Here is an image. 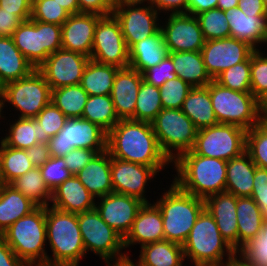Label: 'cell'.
Returning a JSON list of instances; mask_svg holds the SVG:
<instances>
[{
	"mask_svg": "<svg viewBox=\"0 0 267 266\" xmlns=\"http://www.w3.org/2000/svg\"><path fill=\"white\" fill-rule=\"evenodd\" d=\"M27 156L34 167L42 166L51 158L49 146L46 143H38L26 149Z\"/></svg>",
	"mask_w": 267,
	"mask_h": 266,
	"instance_id": "58",
	"label": "cell"
},
{
	"mask_svg": "<svg viewBox=\"0 0 267 266\" xmlns=\"http://www.w3.org/2000/svg\"><path fill=\"white\" fill-rule=\"evenodd\" d=\"M260 207L267 220V169L256 167L250 196Z\"/></svg>",
	"mask_w": 267,
	"mask_h": 266,
	"instance_id": "53",
	"label": "cell"
},
{
	"mask_svg": "<svg viewBox=\"0 0 267 266\" xmlns=\"http://www.w3.org/2000/svg\"><path fill=\"white\" fill-rule=\"evenodd\" d=\"M151 125L161 150L171 162L192 150L198 129L181 109H162ZM175 150L177 153H172Z\"/></svg>",
	"mask_w": 267,
	"mask_h": 266,
	"instance_id": "9",
	"label": "cell"
},
{
	"mask_svg": "<svg viewBox=\"0 0 267 266\" xmlns=\"http://www.w3.org/2000/svg\"><path fill=\"white\" fill-rule=\"evenodd\" d=\"M205 209L213 216L222 237L237 252L238 223L237 197L229 192H220L204 199Z\"/></svg>",
	"mask_w": 267,
	"mask_h": 266,
	"instance_id": "23",
	"label": "cell"
},
{
	"mask_svg": "<svg viewBox=\"0 0 267 266\" xmlns=\"http://www.w3.org/2000/svg\"><path fill=\"white\" fill-rule=\"evenodd\" d=\"M209 93L218 123L236 125L248 131L264 118L261 103L251 92L234 91L212 80Z\"/></svg>",
	"mask_w": 267,
	"mask_h": 266,
	"instance_id": "7",
	"label": "cell"
},
{
	"mask_svg": "<svg viewBox=\"0 0 267 266\" xmlns=\"http://www.w3.org/2000/svg\"><path fill=\"white\" fill-rule=\"evenodd\" d=\"M22 22L19 16L0 8V36H12Z\"/></svg>",
	"mask_w": 267,
	"mask_h": 266,
	"instance_id": "57",
	"label": "cell"
},
{
	"mask_svg": "<svg viewBox=\"0 0 267 266\" xmlns=\"http://www.w3.org/2000/svg\"><path fill=\"white\" fill-rule=\"evenodd\" d=\"M95 197L72 175L52 190V207L70 213H82L95 208Z\"/></svg>",
	"mask_w": 267,
	"mask_h": 266,
	"instance_id": "25",
	"label": "cell"
},
{
	"mask_svg": "<svg viewBox=\"0 0 267 266\" xmlns=\"http://www.w3.org/2000/svg\"><path fill=\"white\" fill-rule=\"evenodd\" d=\"M107 133L98 125L84 118L67 119L64 127L48 141L50 154L63 157L74 148L95 150L97 153L106 150Z\"/></svg>",
	"mask_w": 267,
	"mask_h": 266,
	"instance_id": "13",
	"label": "cell"
},
{
	"mask_svg": "<svg viewBox=\"0 0 267 266\" xmlns=\"http://www.w3.org/2000/svg\"><path fill=\"white\" fill-rule=\"evenodd\" d=\"M90 57L75 51L58 49L37 68L51 90L81 83Z\"/></svg>",
	"mask_w": 267,
	"mask_h": 266,
	"instance_id": "15",
	"label": "cell"
},
{
	"mask_svg": "<svg viewBox=\"0 0 267 266\" xmlns=\"http://www.w3.org/2000/svg\"><path fill=\"white\" fill-rule=\"evenodd\" d=\"M0 8H3V11L12 12L26 21L31 17L32 0H0Z\"/></svg>",
	"mask_w": 267,
	"mask_h": 266,
	"instance_id": "56",
	"label": "cell"
},
{
	"mask_svg": "<svg viewBox=\"0 0 267 266\" xmlns=\"http://www.w3.org/2000/svg\"><path fill=\"white\" fill-rule=\"evenodd\" d=\"M172 58L177 77L192 87L207 86L213 79L207 73L201 51L168 52Z\"/></svg>",
	"mask_w": 267,
	"mask_h": 266,
	"instance_id": "33",
	"label": "cell"
},
{
	"mask_svg": "<svg viewBox=\"0 0 267 266\" xmlns=\"http://www.w3.org/2000/svg\"><path fill=\"white\" fill-rule=\"evenodd\" d=\"M251 93L261 103L267 97V56L255 50L250 56Z\"/></svg>",
	"mask_w": 267,
	"mask_h": 266,
	"instance_id": "47",
	"label": "cell"
},
{
	"mask_svg": "<svg viewBox=\"0 0 267 266\" xmlns=\"http://www.w3.org/2000/svg\"><path fill=\"white\" fill-rule=\"evenodd\" d=\"M4 102L21 112L20 118H35L51 102L52 90L43 74L34 69L28 76L2 87Z\"/></svg>",
	"mask_w": 267,
	"mask_h": 266,
	"instance_id": "12",
	"label": "cell"
},
{
	"mask_svg": "<svg viewBox=\"0 0 267 266\" xmlns=\"http://www.w3.org/2000/svg\"><path fill=\"white\" fill-rule=\"evenodd\" d=\"M77 217L85 252L91 250L100 255L107 266L128 264L129 256L120 253L124 249V238L100 217L95 208L78 213Z\"/></svg>",
	"mask_w": 267,
	"mask_h": 266,
	"instance_id": "8",
	"label": "cell"
},
{
	"mask_svg": "<svg viewBox=\"0 0 267 266\" xmlns=\"http://www.w3.org/2000/svg\"><path fill=\"white\" fill-rule=\"evenodd\" d=\"M100 198V204L98 206L96 204L95 209L111 228L125 238L144 202L138 198L114 192Z\"/></svg>",
	"mask_w": 267,
	"mask_h": 266,
	"instance_id": "19",
	"label": "cell"
},
{
	"mask_svg": "<svg viewBox=\"0 0 267 266\" xmlns=\"http://www.w3.org/2000/svg\"><path fill=\"white\" fill-rule=\"evenodd\" d=\"M97 154L95 150L85 148H74L68 154L63 156L67 169L72 175H76L82 170L91 159Z\"/></svg>",
	"mask_w": 267,
	"mask_h": 266,
	"instance_id": "54",
	"label": "cell"
},
{
	"mask_svg": "<svg viewBox=\"0 0 267 266\" xmlns=\"http://www.w3.org/2000/svg\"><path fill=\"white\" fill-rule=\"evenodd\" d=\"M238 8L248 15H267L263 0H239Z\"/></svg>",
	"mask_w": 267,
	"mask_h": 266,
	"instance_id": "61",
	"label": "cell"
},
{
	"mask_svg": "<svg viewBox=\"0 0 267 266\" xmlns=\"http://www.w3.org/2000/svg\"><path fill=\"white\" fill-rule=\"evenodd\" d=\"M46 240L53 252L47 266H79L86 255L76 213L46 206Z\"/></svg>",
	"mask_w": 267,
	"mask_h": 266,
	"instance_id": "3",
	"label": "cell"
},
{
	"mask_svg": "<svg viewBox=\"0 0 267 266\" xmlns=\"http://www.w3.org/2000/svg\"><path fill=\"white\" fill-rule=\"evenodd\" d=\"M106 150L111 157L147 165L156 172L171 163L161 150L149 122L119 120L107 133Z\"/></svg>",
	"mask_w": 267,
	"mask_h": 266,
	"instance_id": "1",
	"label": "cell"
},
{
	"mask_svg": "<svg viewBox=\"0 0 267 266\" xmlns=\"http://www.w3.org/2000/svg\"><path fill=\"white\" fill-rule=\"evenodd\" d=\"M139 261L130 266H182L184 261L183 247L180 244L163 240L141 247Z\"/></svg>",
	"mask_w": 267,
	"mask_h": 266,
	"instance_id": "32",
	"label": "cell"
},
{
	"mask_svg": "<svg viewBox=\"0 0 267 266\" xmlns=\"http://www.w3.org/2000/svg\"><path fill=\"white\" fill-rule=\"evenodd\" d=\"M263 2H264V5H265V7L267 9V0H263Z\"/></svg>",
	"mask_w": 267,
	"mask_h": 266,
	"instance_id": "69",
	"label": "cell"
},
{
	"mask_svg": "<svg viewBox=\"0 0 267 266\" xmlns=\"http://www.w3.org/2000/svg\"><path fill=\"white\" fill-rule=\"evenodd\" d=\"M165 240L163 219L160 209L155 204L144 203L139 209L133 226L124 238V248L141 243V247Z\"/></svg>",
	"mask_w": 267,
	"mask_h": 266,
	"instance_id": "24",
	"label": "cell"
},
{
	"mask_svg": "<svg viewBox=\"0 0 267 266\" xmlns=\"http://www.w3.org/2000/svg\"><path fill=\"white\" fill-rule=\"evenodd\" d=\"M192 88L190 84L179 77L166 81L159 87L163 109H181Z\"/></svg>",
	"mask_w": 267,
	"mask_h": 266,
	"instance_id": "49",
	"label": "cell"
},
{
	"mask_svg": "<svg viewBox=\"0 0 267 266\" xmlns=\"http://www.w3.org/2000/svg\"><path fill=\"white\" fill-rule=\"evenodd\" d=\"M88 97V93L78 84L53 89L51 101L68 119H72L82 117Z\"/></svg>",
	"mask_w": 267,
	"mask_h": 266,
	"instance_id": "41",
	"label": "cell"
},
{
	"mask_svg": "<svg viewBox=\"0 0 267 266\" xmlns=\"http://www.w3.org/2000/svg\"><path fill=\"white\" fill-rule=\"evenodd\" d=\"M0 95H2V86L0 85Z\"/></svg>",
	"mask_w": 267,
	"mask_h": 266,
	"instance_id": "70",
	"label": "cell"
},
{
	"mask_svg": "<svg viewBox=\"0 0 267 266\" xmlns=\"http://www.w3.org/2000/svg\"><path fill=\"white\" fill-rule=\"evenodd\" d=\"M205 40L230 37V27L225 11L211 9L196 15Z\"/></svg>",
	"mask_w": 267,
	"mask_h": 266,
	"instance_id": "45",
	"label": "cell"
},
{
	"mask_svg": "<svg viewBox=\"0 0 267 266\" xmlns=\"http://www.w3.org/2000/svg\"><path fill=\"white\" fill-rule=\"evenodd\" d=\"M173 163L178 175L173 182L184 192L202 199L225 192L226 160L197 155L191 150Z\"/></svg>",
	"mask_w": 267,
	"mask_h": 266,
	"instance_id": "2",
	"label": "cell"
},
{
	"mask_svg": "<svg viewBox=\"0 0 267 266\" xmlns=\"http://www.w3.org/2000/svg\"><path fill=\"white\" fill-rule=\"evenodd\" d=\"M261 110L263 117L267 119V97L261 102Z\"/></svg>",
	"mask_w": 267,
	"mask_h": 266,
	"instance_id": "67",
	"label": "cell"
},
{
	"mask_svg": "<svg viewBox=\"0 0 267 266\" xmlns=\"http://www.w3.org/2000/svg\"><path fill=\"white\" fill-rule=\"evenodd\" d=\"M143 75L131 67L120 68L114 78L111 98L119 120H135V106Z\"/></svg>",
	"mask_w": 267,
	"mask_h": 266,
	"instance_id": "22",
	"label": "cell"
},
{
	"mask_svg": "<svg viewBox=\"0 0 267 266\" xmlns=\"http://www.w3.org/2000/svg\"><path fill=\"white\" fill-rule=\"evenodd\" d=\"M163 109L160 89L142 81L135 106V120L151 123Z\"/></svg>",
	"mask_w": 267,
	"mask_h": 266,
	"instance_id": "42",
	"label": "cell"
},
{
	"mask_svg": "<svg viewBox=\"0 0 267 266\" xmlns=\"http://www.w3.org/2000/svg\"><path fill=\"white\" fill-rule=\"evenodd\" d=\"M256 167L246 151L227 161L225 191L236 197H250Z\"/></svg>",
	"mask_w": 267,
	"mask_h": 266,
	"instance_id": "30",
	"label": "cell"
},
{
	"mask_svg": "<svg viewBox=\"0 0 267 266\" xmlns=\"http://www.w3.org/2000/svg\"><path fill=\"white\" fill-rule=\"evenodd\" d=\"M90 59L118 68L129 67V49L114 14L102 16L98 20Z\"/></svg>",
	"mask_w": 267,
	"mask_h": 266,
	"instance_id": "14",
	"label": "cell"
},
{
	"mask_svg": "<svg viewBox=\"0 0 267 266\" xmlns=\"http://www.w3.org/2000/svg\"><path fill=\"white\" fill-rule=\"evenodd\" d=\"M148 1L147 3L151 4L152 0H113V7H120L125 5H140Z\"/></svg>",
	"mask_w": 267,
	"mask_h": 266,
	"instance_id": "65",
	"label": "cell"
},
{
	"mask_svg": "<svg viewBox=\"0 0 267 266\" xmlns=\"http://www.w3.org/2000/svg\"><path fill=\"white\" fill-rule=\"evenodd\" d=\"M17 191L29 198L37 206L46 207L51 201L52 191L46 185L39 167H33L24 175L10 183Z\"/></svg>",
	"mask_w": 267,
	"mask_h": 266,
	"instance_id": "39",
	"label": "cell"
},
{
	"mask_svg": "<svg viewBox=\"0 0 267 266\" xmlns=\"http://www.w3.org/2000/svg\"><path fill=\"white\" fill-rule=\"evenodd\" d=\"M238 250L254 238L266 221L260 207L251 197H237Z\"/></svg>",
	"mask_w": 267,
	"mask_h": 266,
	"instance_id": "35",
	"label": "cell"
},
{
	"mask_svg": "<svg viewBox=\"0 0 267 266\" xmlns=\"http://www.w3.org/2000/svg\"><path fill=\"white\" fill-rule=\"evenodd\" d=\"M125 5L113 8L128 49L135 43L155 34L161 26L157 24L158 12L151 6Z\"/></svg>",
	"mask_w": 267,
	"mask_h": 266,
	"instance_id": "18",
	"label": "cell"
},
{
	"mask_svg": "<svg viewBox=\"0 0 267 266\" xmlns=\"http://www.w3.org/2000/svg\"><path fill=\"white\" fill-rule=\"evenodd\" d=\"M76 176L94 197L113 193L111 155L107 150L97 153Z\"/></svg>",
	"mask_w": 267,
	"mask_h": 266,
	"instance_id": "27",
	"label": "cell"
},
{
	"mask_svg": "<svg viewBox=\"0 0 267 266\" xmlns=\"http://www.w3.org/2000/svg\"><path fill=\"white\" fill-rule=\"evenodd\" d=\"M214 80L234 91L251 92L250 57L224 70Z\"/></svg>",
	"mask_w": 267,
	"mask_h": 266,
	"instance_id": "46",
	"label": "cell"
},
{
	"mask_svg": "<svg viewBox=\"0 0 267 266\" xmlns=\"http://www.w3.org/2000/svg\"><path fill=\"white\" fill-rule=\"evenodd\" d=\"M167 55L168 50L160 28L155 34L135 43L129 49V67L143 74L158 65Z\"/></svg>",
	"mask_w": 267,
	"mask_h": 266,
	"instance_id": "28",
	"label": "cell"
},
{
	"mask_svg": "<svg viewBox=\"0 0 267 266\" xmlns=\"http://www.w3.org/2000/svg\"><path fill=\"white\" fill-rule=\"evenodd\" d=\"M158 10L172 11L171 14L187 13L188 0H152L150 4Z\"/></svg>",
	"mask_w": 267,
	"mask_h": 266,
	"instance_id": "59",
	"label": "cell"
},
{
	"mask_svg": "<svg viewBox=\"0 0 267 266\" xmlns=\"http://www.w3.org/2000/svg\"><path fill=\"white\" fill-rule=\"evenodd\" d=\"M79 13H95L101 16L113 14V0H78Z\"/></svg>",
	"mask_w": 267,
	"mask_h": 266,
	"instance_id": "55",
	"label": "cell"
},
{
	"mask_svg": "<svg viewBox=\"0 0 267 266\" xmlns=\"http://www.w3.org/2000/svg\"><path fill=\"white\" fill-rule=\"evenodd\" d=\"M0 266H28L0 236Z\"/></svg>",
	"mask_w": 267,
	"mask_h": 266,
	"instance_id": "60",
	"label": "cell"
},
{
	"mask_svg": "<svg viewBox=\"0 0 267 266\" xmlns=\"http://www.w3.org/2000/svg\"><path fill=\"white\" fill-rule=\"evenodd\" d=\"M237 257L238 256L230 260V262H228L225 266H248L241 259H238Z\"/></svg>",
	"mask_w": 267,
	"mask_h": 266,
	"instance_id": "66",
	"label": "cell"
},
{
	"mask_svg": "<svg viewBox=\"0 0 267 266\" xmlns=\"http://www.w3.org/2000/svg\"><path fill=\"white\" fill-rule=\"evenodd\" d=\"M81 118L98 125L106 133L119 121L111 95L89 96Z\"/></svg>",
	"mask_w": 267,
	"mask_h": 266,
	"instance_id": "40",
	"label": "cell"
},
{
	"mask_svg": "<svg viewBox=\"0 0 267 266\" xmlns=\"http://www.w3.org/2000/svg\"><path fill=\"white\" fill-rule=\"evenodd\" d=\"M120 68L89 60L81 79V87L92 95H111L114 78Z\"/></svg>",
	"mask_w": 267,
	"mask_h": 266,
	"instance_id": "36",
	"label": "cell"
},
{
	"mask_svg": "<svg viewBox=\"0 0 267 266\" xmlns=\"http://www.w3.org/2000/svg\"><path fill=\"white\" fill-rule=\"evenodd\" d=\"M239 0H217V9L222 11L236 8Z\"/></svg>",
	"mask_w": 267,
	"mask_h": 266,
	"instance_id": "64",
	"label": "cell"
},
{
	"mask_svg": "<svg viewBox=\"0 0 267 266\" xmlns=\"http://www.w3.org/2000/svg\"><path fill=\"white\" fill-rule=\"evenodd\" d=\"M181 110L199 130L218 124L209 93V84L193 87L184 100Z\"/></svg>",
	"mask_w": 267,
	"mask_h": 266,
	"instance_id": "34",
	"label": "cell"
},
{
	"mask_svg": "<svg viewBox=\"0 0 267 266\" xmlns=\"http://www.w3.org/2000/svg\"><path fill=\"white\" fill-rule=\"evenodd\" d=\"M248 266H267V220L257 235L245 243L238 251Z\"/></svg>",
	"mask_w": 267,
	"mask_h": 266,
	"instance_id": "44",
	"label": "cell"
},
{
	"mask_svg": "<svg viewBox=\"0 0 267 266\" xmlns=\"http://www.w3.org/2000/svg\"><path fill=\"white\" fill-rule=\"evenodd\" d=\"M4 105H5V102H4V98H3V95H0V118H1V112H2V109L4 108Z\"/></svg>",
	"mask_w": 267,
	"mask_h": 266,
	"instance_id": "68",
	"label": "cell"
},
{
	"mask_svg": "<svg viewBox=\"0 0 267 266\" xmlns=\"http://www.w3.org/2000/svg\"><path fill=\"white\" fill-rule=\"evenodd\" d=\"M2 141L9 147L26 150L38 143H44L41 124L35 118H18L10 125L9 135Z\"/></svg>",
	"mask_w": 267,
	"mask_h": 266,
	"instance_id": "38",
	"label": "cell"
},
{
	"mask_svg": "<svg viewBox=\"0 0 267 266\" xmlns=\"http://www.w3.org/2000/svg\"><path fill=\"white\" fill-rule=\"evenodd\" d=\"M182 247L184 258L191 259L195 266H225L237 254L222 237L216 221L206 209L197 218ZM225 254L228 259L224 263Z\"/></svg>",
	"mask_w": 267,
	"mask_h": 266,
	"instance_id": "5",
	"label": "cell"
},
{
	"mask_svg": "<svg viewBox=\"0 0 267 266\" xmlns=\"http://www.w3.org/2000/svg\"><path fill=\"white\" fill-rule=\"evenodd\" d=\"M0 143V183L10 184L34 166L26 150L9 147L2 140Z\"/></svg>",
	"mask_w": 267,
	"mask_h": 266,
	"instance_id": "37",
	"label": "cell"
},
{
	"mask_svg": "<svg viewBox=\"0 0 267 266\" xmlns=\"http://www.w3.org/2000/svg\"><path fill=\"white\" fill-rule=\"evenodd\" d=\"M28 266L47 265L46 207L37 206L0 235ZM37 263V264H35Z\"/></svg>",
	"mask_w": 267,
	"mask_h": 266,
	"instance_id": "6",
	"label": "cell"
},
{
	"mask_svg": "<svg viewBox=\"0 0 267 266\" xmlns=\"http://www.w3.org/2000/svg\"><path fill=\"white\" fill-rule=\"evenodd\" d=\"M11 37L15 46L35 69L50 54L62 48L61 25L29 19L23 21Z\"/></svg>",
	"mask_w": 267,
	"mask_h": 266,
	"instance_id": "10",
	"label": "cell"
},
{
	"mask_svg": "<svg viewBox=\"0 0 267 266\" xmlns=\"http://www.w3.org/2000/svg\"><path fill=\"white\" fill-rule=\"evenodd\" d=\"M35 119L41 124L44 143L48 144L49 139L58 134L59 131L64 127V124L68 118L51 101L41 110Z\"/></svg>",
	"mask_w": 267,
	"mask_h": 266,
	"instance_id": "50",
	"label": "cell"
},
{
	"mask_svg": "<svg viewBox=\"0 0 267 266\" xmlns=\"http://www.w3.org/2000/svg\"><path fill=\"white\" fill-rule=\"evenodd\" d=\"M254 51L248 43L228 37L206 40L201 55L207 73L214 80L224 70L246 61Z\"/></svg>",
	"mask_w": 267,
	"mask_h": 266,
	"instance_id": "16",
	"label": "cell"
},
{
	"mask_svg": "<svg viewBox=\"0 0 267 266\" xmlns=\"http://www.w3.org/2000/svg\"><path fill=\"white\" fill-rule=\"evenodd\" d=\"M230 37L244 41L257 50V43H267V15H246L238 7L225 11Z\"/></svg>",
	"mask_w": 267,
	"mask_h": 266,
	"instance_id": "26",
	"label": "cell"
},
{
	"mask_svg": "<svg viewBox=\"0 0 267 266\" xmlns=\"http://www.w3.org/2000/svg\"><path fill=\"white\" fill-rule=\"evenodd\" d=\"M37 205L10 184L0 183V235Z\"/></svg>",
	"mask_w": 267,
	"mask_h": 266,
	"instance_id": "31",
	"label": "cell"
},
{
	"mask_svg": "<svg viewBox=\"0 0 267 266\" xmlns=\"http://www.w3.org/2000/svg\"><path fill=\"white\" fill-rule=\"evenodd\" d=\"M34 66L15 46L11 36H0V85L28 76Z\"/></svg>",
	"mask_w": 267,
	"mask_h": 266,
	"instance_id": "29",
	"label": "cell"
},
{
	"mask_svg": "<svg viewBox=\"0 0 267 266\" xmlns=\"http://www.w3.org/2000/svg\"><path fill=\"white\" fill-rule=\"evenodd\" d=\"M246 132L241 127L224 123L199 129L192 151L197 155L229 161L245 152Z\"/></svg>",
	"mask_w": 267,
	"mask_h": 266,
	"instance_id": "11",
	"label": "cell"
},
{
	"mask_svg": "<svg viewBox=\"0 0 267 266\" xmlns=\"http://www.w3.org/2000/svg\"><path fill=\"white\" fill-rule=\"evenodd\" d=\"M252 161L259 168L267 169V119L246 132V148Z\"/></svg>",
	"mask_w": 267,
	"mask_h": 266,
	"instance_id": "43",
	"label": "cell"
},
{
	"mask_svg": "<svg viewBox=\"0 0 267 266\" xmlns=\"http://www.w3.org/2000/svg\"><path fill=\"white\" fill-rule=\"evenodd\" d=\"M102 16L95 13H76L61 25L62 49L91 56L95 28Z\"/></svg>",
	"mask_w": 267,
	"mask_h": 266,
	"instance_id": "21",
	"label": "cell"
},
{
	"mask_svg": "<svg viewBox=\"0 0 267 266\" xmlns=\"http://www.w3.org/2000/svg\"><path fill=\"white\" fill-rule=\"evenodd\" d=\"M55 2L66 9L71 15L79 13L78 0H55Z\"/></svg>",
	"mask_w": 267,
	"mask_h": 266,
	"instance_id": "63",
	"label": "cell"
},
{
	"mask_svg": "<svg viewBox=\"0 0 267 266\" xmlns=\"http://www.w3.org/2000/svg\"><path fill=\"white\" fill-rule=\"evenodd\" d=\"M143 79L148 84L161 87L166 81L173 80L177 77L173 60L167 55L158 65L146 70Z\"/></svg>",
	"mask_w": 267,
	"mask_h": 266,
	"instance_id": "52",
	"label": "cell"
},
{
	"mask_svg": "<svg viewBox=\"0 0 267 266\" xmlns=\"http://www.w3.org/2000/svg\"><path fill=\"white\" fill-rule=\"evenodd\" d=\"M71 14L55 0H32L30 19L44 23L62 25Z\"/></svg>",
	"mask_w": 267,
	"mask_h": 266,
	"instance_id": "48",
	"label": "cell"
},
{
	"mask_svg": "<svg viewBox=\"0 0 267 266\" xmlns=\"http://www.w3.org/2000/svg\"><path fill=\"white\" fill-rule=\"evenodd\" d=\"M161 30L168 52L201 51L206 41L197 17L188 13H170Z\"/></svg>",
	"mask_w": 267,
	"mask_h": 266,
	"instance_id": "17",
	"label": "cell"
},
{
	"mask_svg": "<svg viewBox=\"0 0 267 266\" xmlns=\"http://www.w3.org/2000/svg\"><path fill=\"white\" fill-rule=\"evenodd\" d=\"M39 168L46 185L51 191L72 176L62 157L51 156V158Z\"/></svg>",
	"mask_w": 267,
	"mask_h": 266,
	"instance_id": "51",
	"label": "cell"
},
{
	"mask_svg": "<svg viewBox=\"0 0 267 266\" xmlns=\"http://www.w3.org/2000/svg\"><path fill=\"white\" fill-rule=\"evenodd\" d=\"M161 211L165 240L183 245L205 209L204 199L181 190L174 182L154 203Z\"/></svg>",
	"mask_w": 267,
	"mask_h": 266,
	"instance_id": "4",
	"label": "cell"
},
{
	"mask_svg": "<svg viewBox=\"0 0 267 266\" xmlns=\"http://www.w3.org/2000/svg\"><path fill=\"white\" fill-rule=\"evenodd\" d=\"M156 173L152 167L147 165L111 157V178L114 193L132 196L144 203H149L144 195L145 185Z\"/></svg>",
	"mask_w": 267,
	"mask_h": 266,
	"instance_id": "20",
	"label": "cell"
},
{
	"mask_svg": "<svg viewBox=\"0 0 267 266\" xmlns=\"http://www.w3.org/2000/svg\"><path fill=\"white\" fill-rule=\"evenodd\" d=\"M217 8V0H188L187 13L196 16Z\"/></svg>",
	"mask_w": 267,
	"mask_h": 266,
	"instance_id": "62",
	"label": "cell"
}]
</instances>
